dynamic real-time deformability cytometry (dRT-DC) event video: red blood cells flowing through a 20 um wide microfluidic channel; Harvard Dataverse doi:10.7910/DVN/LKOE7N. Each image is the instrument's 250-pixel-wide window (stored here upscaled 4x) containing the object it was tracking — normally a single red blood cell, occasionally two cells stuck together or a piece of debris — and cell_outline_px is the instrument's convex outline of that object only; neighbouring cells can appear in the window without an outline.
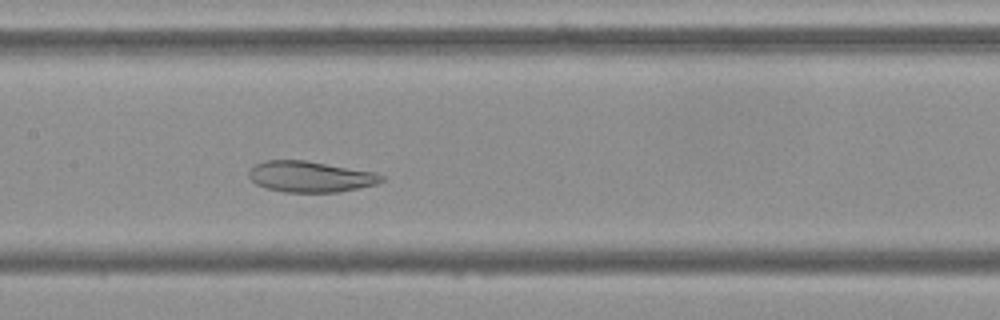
{"species": "Egyptian fruit bat (a non-hibernating species)", "species_latin": "Rousettus aegyptiacus", "temperature_condition": "cold", "stored_images_in_passage": 51, "camera_frame_rate_fps": 3000, "um_per_image_px": 0.085, "frame": {"image": 1, "passage_image": 23, "time_ms": 7.333, "image_size_px": [1000, 320], "cell_outline_px": [[384, 180], [376, 184], [340, 192], [284, 192], [268, 188], [256, 184], [248, 176], [248, 172], [256, 164], [264, 160], [304, 160], [376, 172], [384, 176]], "centroid_in_image_um": [26.39, 15.01], "position_along_channel_um": 181.0, "area_um2": 23.87}}
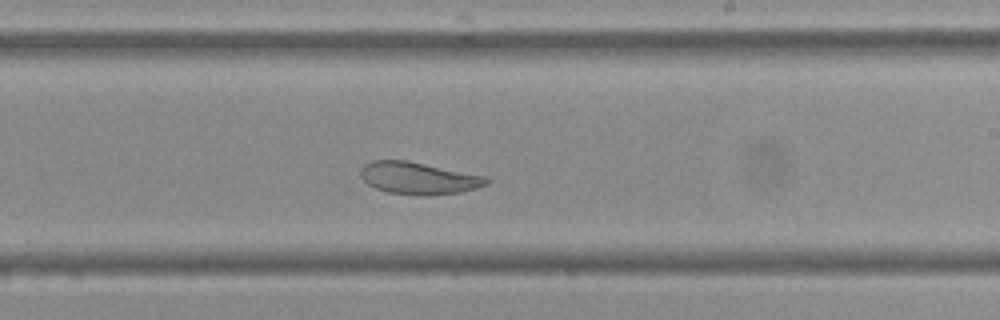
{"frame": {"image": 2, "passage_image": 29, "time_ms": 9.333, "image_size_px": [1000, 320], "cell_outline_px": [[492, 180], [488, 184], [476, 188], [460, 192], [428, 196], [420, 196], [388, 192], [376, 188], [368, 184], [360, 176], [360, 172], [364, 164], [372, 160], [408, 160], [488, 176]], "centroid_in_image_um": [35.62, 15.14], "position_along_channel_um": 253.4, "area_um2": 23.93}}
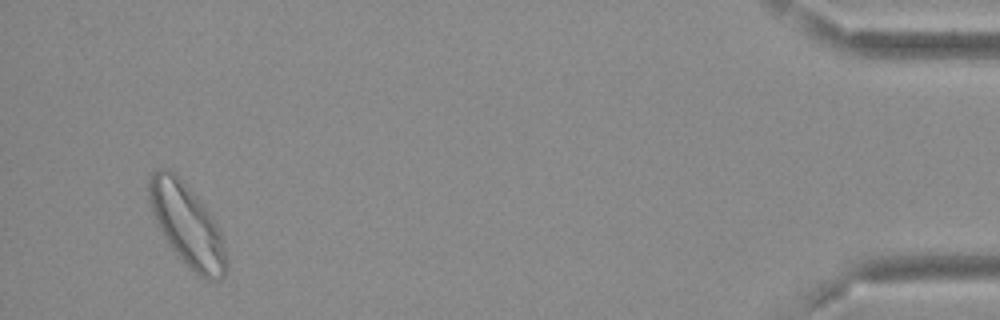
{"frame": {"image": 3, "passage_image": 49, "time_ms": 16.0, "image_size_px": [1000, 320], "cell_outline_px": [[228, 272], [220, 280], [208, 280], [200, 276], [188, 268], [184, 264], [172, 248], [156, 224], [148, 204], [148, 176], [156, 168], [168, 168], [176, 172], [200, 200], [212, 216], [220, 232], [228, 260]], "centroid_in_image_um": [15.88, 19.1], "position_along_channel_um": 419.3, "area_um2": 37.63}}